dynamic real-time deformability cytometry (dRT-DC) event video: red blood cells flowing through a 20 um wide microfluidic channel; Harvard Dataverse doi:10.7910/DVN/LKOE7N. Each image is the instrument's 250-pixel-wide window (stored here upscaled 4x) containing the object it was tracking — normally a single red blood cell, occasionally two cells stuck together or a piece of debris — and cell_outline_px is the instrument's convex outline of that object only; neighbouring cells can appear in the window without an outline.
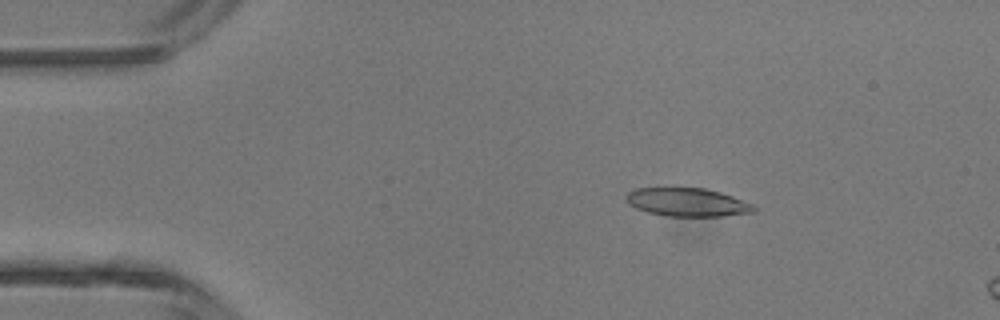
{"species": "common noctule bat (a hibernating species)", "species_latin": "Nyctalus noctula", "temperature_condition": "room temperature", "stored_images_in_passage": 4, "camera_frame_rate_fps": 3000, "um_per_image_px": 0.085, "animal": {"sex": "male", "body_mass_g": 13.3}, "frame": {"image": 1, "passage_image": 2, "time_ms": 0.333, "image_size_px": [1000, 320], "cell_outline_px": [[756, 212], [720, 216], [668, 216], [648, 212], [636, 208], [628, 204], [624, 196], [628, 192], [636, 188], [664, 184], [704, 188], [720, 192], [756, 204]], "centroid_in_image_um": [58.37, 17.13], "position_along_channel_um": 26.6, "area_um2": 22.2}}